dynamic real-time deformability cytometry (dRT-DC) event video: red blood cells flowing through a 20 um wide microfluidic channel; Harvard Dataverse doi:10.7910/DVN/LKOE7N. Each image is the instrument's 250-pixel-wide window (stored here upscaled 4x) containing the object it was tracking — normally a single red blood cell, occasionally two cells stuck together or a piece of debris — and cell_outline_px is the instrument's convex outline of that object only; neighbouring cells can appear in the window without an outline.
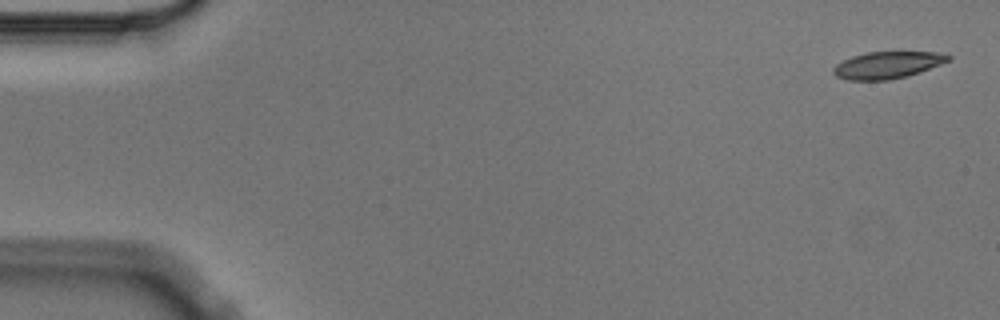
{"species": "Egyptian fruit bat (a non-hibernating species)", "species_latin": "Rousettus aegyptiacus", "temperature_condition": "cold", "stored_images_in_passage": 4, "camera_frame_rate_fps": 3000, "um_per_image_px": 0.085, "animal": {"sex": "male"}, "frame": {"image": 1, "passage_image": 1, "time_ms": 0.0, "image_size_px": [1000, 320], "cell_outline_px": [[952, 60], [920, 72], [908, 76], [888, 80], [848, 80], [836, 76], [832, 72], [832, 68], [836, 64], [852, 56], [868, 52], [936, 52], [952, 56]], "centroid_in_image_um": [75.44, 5.53], "position_along_channel_um": 9.6, "area_um2": 18.09}}